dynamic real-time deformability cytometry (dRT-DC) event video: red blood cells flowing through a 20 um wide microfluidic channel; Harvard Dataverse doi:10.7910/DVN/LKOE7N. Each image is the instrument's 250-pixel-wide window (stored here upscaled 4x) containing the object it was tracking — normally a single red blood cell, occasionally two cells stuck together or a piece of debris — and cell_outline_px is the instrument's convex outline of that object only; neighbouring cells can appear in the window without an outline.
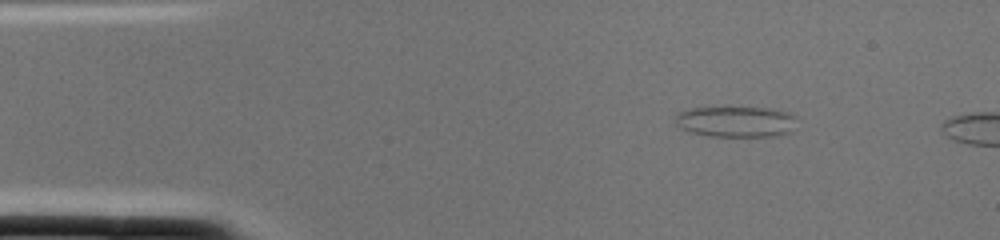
{"species": "common noctule bat (a hibernating species)", "species_latin": "Nyctalus noctula", "temperature_condition": "cold", "stored_images_in_passage": 2, "camera_frame_rate_fps": 3000, "um_per_image_px": 0.085, "animal": {"sex": "female", "body_mass_g": 22.0, "forearm_length_mm": 56.7}, "frame": {"image": 1, "passage_image": 1, "time_ms": 0.0, "image_size_px": [1000, 240], "cell_outline_px": [[796, 116], [792, 132], [776, 136], [708, 136], [688, 132], [680, 128], [676, 124], [676, 116], [680, 112], [688, 108], [768, 108], [784, 112]], "centroid_in_image_um": [62.53, 10.36], "position_along_channel_um": 22.5, "area_um2": 21.73}}